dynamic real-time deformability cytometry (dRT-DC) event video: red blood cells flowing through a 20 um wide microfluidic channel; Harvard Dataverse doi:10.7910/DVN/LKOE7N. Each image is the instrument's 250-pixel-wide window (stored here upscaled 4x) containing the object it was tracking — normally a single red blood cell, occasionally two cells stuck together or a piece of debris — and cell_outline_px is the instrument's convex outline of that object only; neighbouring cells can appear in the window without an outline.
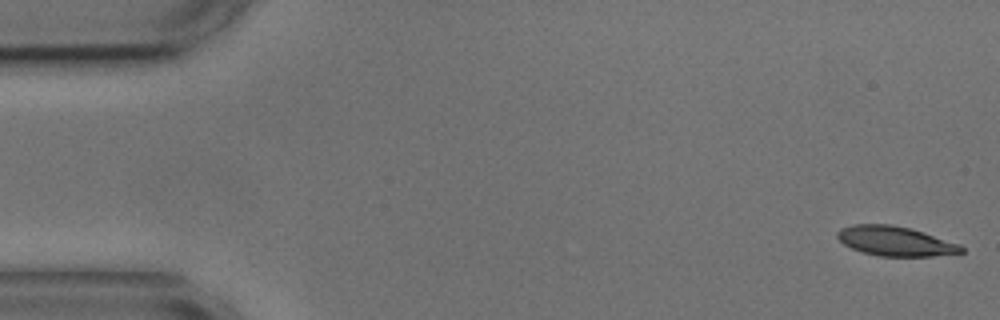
{"species": "common noctule bat (a hibernating species)", "species_latin": "Nyctalus noctula", "temperature_condition": "cold", "stored_images_in_passage": 56, "segment_of_instrument_passage": [1, 2], "camera_frame_rate_fps": 3000, "um_per_image_px": 0.085, "animal": {"sex": "male", "body_mass_g": 17.9, "forearm_length_mm": 54.2}, "frame": {"image": 1, "passage_image": 1, "time_ms": 0.0, "image_size_px": [1000, 320], "cell_outline_px": [[964, 252], [932, 256], [880, 256], [864, 252], [852, 248], [844, 244], [836, 236], [836, 232], [840, 228], [852, 224], [892, 224], [912, 228], [960, 244], [964, 248]], "centroid_in_image_um": [76.1, 20.48], "position_along_channel_um": 8.9, "area_um2": 21.44}}
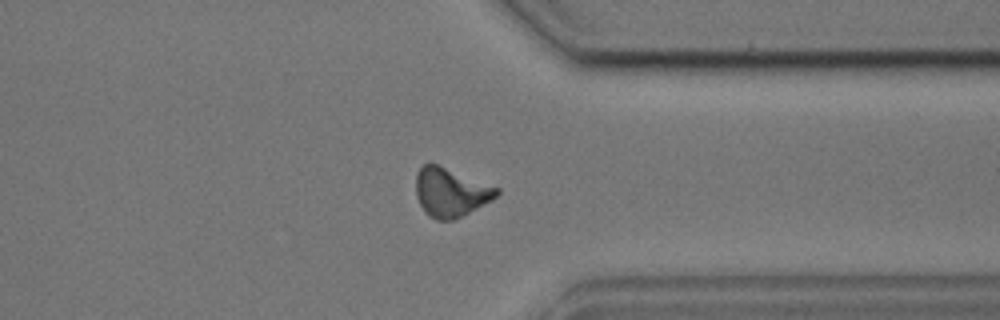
{"frame": {"image": 2, "passage_image": 42, "time_ms": 13.667, "image_size_px": [1000, 320], "cell_outline_px": [[500, 192], [492, 200], [456, 220], [436, 220], [428, 216], [424, 212], [416, 196], [416, 172], [424, 164], [436, 164], [500, 188]], "centroid_in_image_um": [38.3, 16.37], "position_along_channel_um": 373.1, "area_um2": 23.0}}
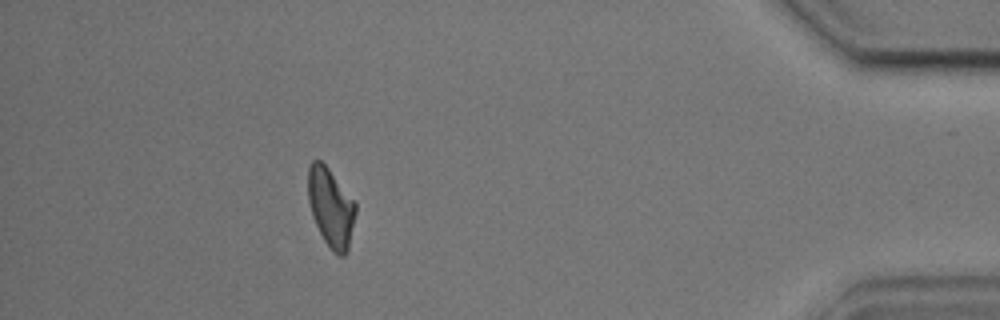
{"frame": {"image": 3, "passage_image": 49, "time_ms": 16.0, "image_size_px": [1000, 320], "cell_outline_px": [[356, 212], [348, 252], [344, 256], [340, 256], [332, 252], [324, 240], [312, 216], [308, 200], [308, 168], [312, 160], [320, 160], [328, 168], [356, 204]], "centroid_in_image_um": [28.12, 17.67], "position_along_channel_um": 407.1, "area_um2": 21.73}}